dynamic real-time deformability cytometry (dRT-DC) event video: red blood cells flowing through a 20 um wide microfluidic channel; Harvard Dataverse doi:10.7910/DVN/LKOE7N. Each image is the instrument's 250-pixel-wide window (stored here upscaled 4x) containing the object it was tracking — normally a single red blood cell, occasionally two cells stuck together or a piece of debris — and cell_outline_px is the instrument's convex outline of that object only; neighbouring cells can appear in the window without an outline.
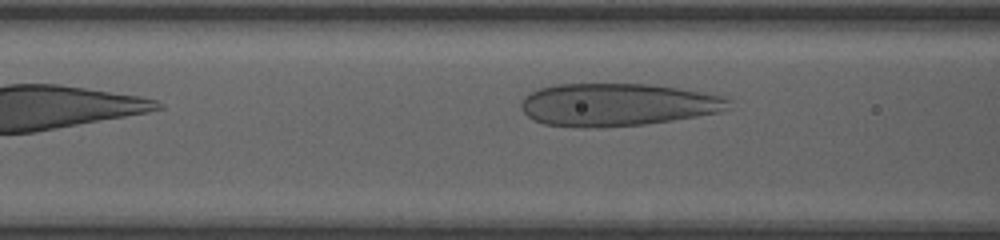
{"species": "human", "species_latin": "Homo sapiens", "temperature_condition": "room temperature", "stored_images_in_passage": 29, "camera_frame_rate_fps": 3000, "um_per_image_px": 0.085, "donor": {"sex": "female"}, "frame": {"image": 1, "passage_image": 7, "time_ms": 2.0, "image_size_px": [1000, 240], "cell_outline_px": [[732, 100], [728, 108], [720, 112], [672, 120], [644, 124], [600, 128], [584, 128], [544, 124], [532, 120], [520, 108], [520, 104], [524, 96], [540, 88], [556, 84], [648, 84], [676, 88], [724, 96]], "centroid_in_image_um": [52.43, 8.9], "position_along_channel_um": 114.2, "area_um2": 51.73}}
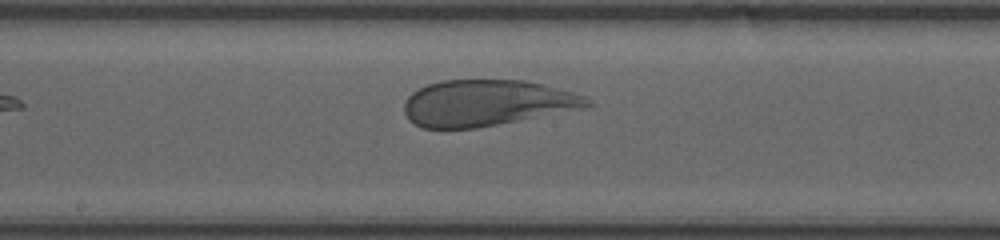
{"frame": {"image": 2, "passage_image": 14, "time_ms": 4.333, "image_size_px": [1000, 240], "cell_outline_px": [[596, 104], [476, 128], [420, 128], [408, 120], [404, 112], [404, 100], [412, 92], [428, 84], [444, 80], [524, 80], [588, 96]], "centroid_in_image_um": [41.28, 8.74], "position_along_channel_um": 206.9, "area_um2": 48.55}}
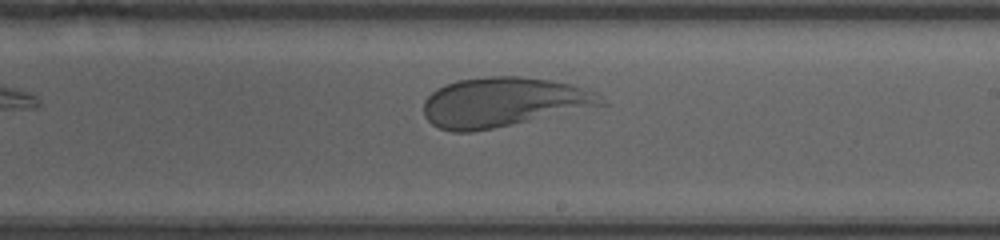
{"frame": {"image": 3, "passage_image": 17, "time_ms": 5.333, "image_size_px": [1000, 240], "cell_outline_px": [[608, 104], [492, 128], [472, 132], [452, 132], [440, 128], [432, 124], [424, 116], [424, 100], [436, 88], [444, 84], [456, 80], [484, 76], [520, 76], [552, 80], [568, 84], [592, 92], [608, 100]], "centroid_in_image_um": [42.73, 8.67], "position_along_channel_um": 246.3, "area_um2": 50.92}}